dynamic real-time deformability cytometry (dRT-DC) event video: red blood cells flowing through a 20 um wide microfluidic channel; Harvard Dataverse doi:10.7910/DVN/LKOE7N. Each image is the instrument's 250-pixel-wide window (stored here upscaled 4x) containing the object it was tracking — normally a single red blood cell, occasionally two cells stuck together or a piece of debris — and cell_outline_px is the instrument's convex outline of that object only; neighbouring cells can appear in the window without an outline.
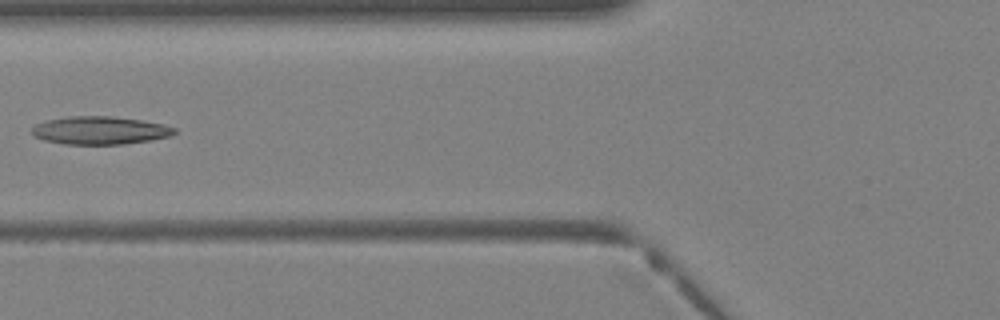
{"species": "Egyptian fruit bat (a non-hibernating species)", "species_latin": "Rousettus aegyptiacus", "temperature_condition": "warm", "stored_images_in_passage": 39, "camera_frame_rate_fps": 3000, "um_per_image_px": 0.085, "animal": {"sex": "female"}, "frame": {"image": 1, "passage_image": 15, "time_ms": 4.667, "image_size_px": [1000, 320], "cell_outline_px": [[176, 132], [172, 136], [152, 140], [124, 144], [64, 144], [44, 140], [32, 136], [32, 128], [36, 124], [48, 120], [68, 116], [112, 116], [140, 120], [164, 124], [176, 128]], "centroid_in_image_um": [8.51, 11.09], "position_along_channel_um": 117.3, "area_um2": 23.35}}
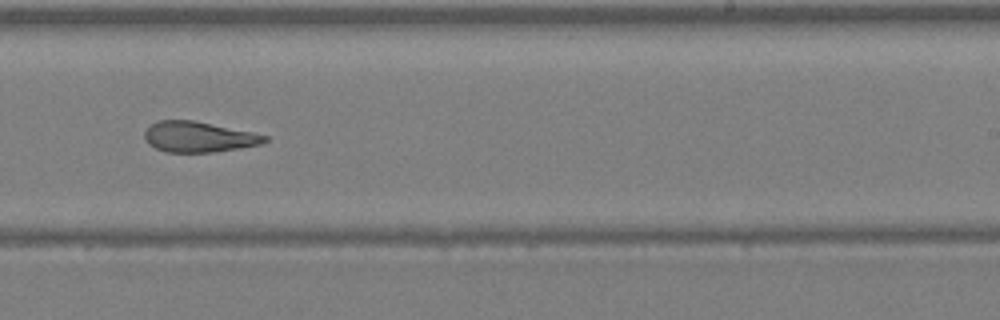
{"frame": {"image": 2, "passage_image": 24, "time_ms": 7.667, "image_size_px": [1000, 320], "cell_outline_px": [[268, 140], [260, 144], [212, 152], [164, 152], [148, 144], [144, 140], [144, 132], [156, 120], [192, 120], [252, 132], [268, 136]], "centroid_in_image_um": [16.83, 11.63], "position_along_channel_um": 272.2, "area_um2": 21.21}}
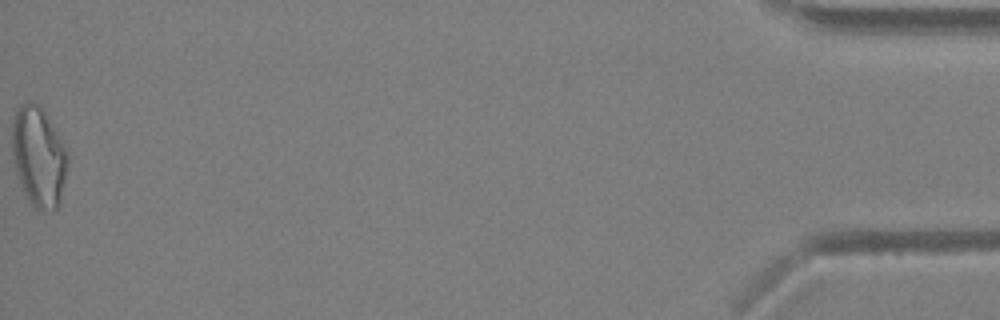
{"frame": {"image": 3, "passage_image": 39, "time_ms": 12.667, "image_size_px": [1000, 320], "cell_outline_px": [[68, 160], [60, 204], [56, 208], [36, 208], [32, 204], [24, 192], [20, 184], [16, 172], [12, 156], [12, 120], [16, 108], [20, 104], [28, 100], [32, 100], [40, 104], [44, 108], [68, 156]], "centroid_in_image_um": [3.25, 13.23], "position_along_channel_um": 432.0, "area_um2": 32.25}}